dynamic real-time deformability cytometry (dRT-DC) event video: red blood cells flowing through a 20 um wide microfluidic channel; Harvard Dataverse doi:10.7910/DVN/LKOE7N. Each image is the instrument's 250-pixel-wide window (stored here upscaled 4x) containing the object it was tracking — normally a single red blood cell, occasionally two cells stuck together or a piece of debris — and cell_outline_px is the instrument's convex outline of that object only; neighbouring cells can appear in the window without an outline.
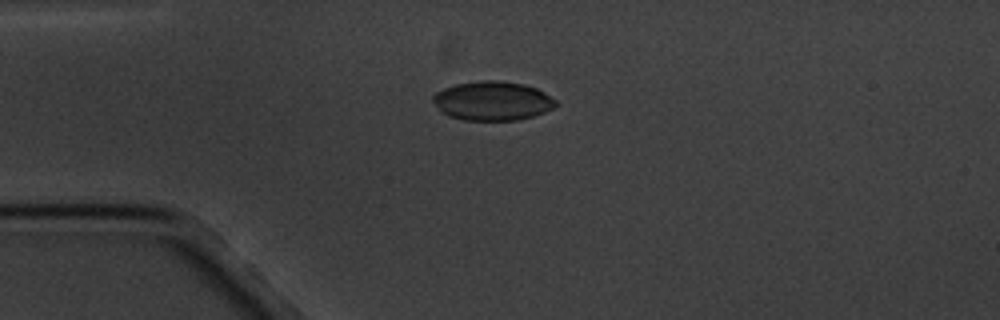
{"species": "common noctule bat (a hibernating species)", "species_latin": "Nyctalus noctula", "temperature_condition": "cold", "stored_images_in_passage": 6, "camera_frame_rate_fps": 3000, "um_per_image_px": 0.085, "animal": {"sex": "male", "body_mass_g": 20.1, "forearm_length_mm": 53.5}, "frame": {"image": 1, "passage_image": 1, "time_ms": 0.0, "image_size_px": [1000, 320], "cell_outline_px": [[560, 104], [544, 112], [532, 116], [516, 120], [464, 120], [448, 116], [440, 112], [436, 108], [432, 100], [432, 96], [436, 92], [444, 88], [456, 84], [480, 80], [500, 80], [524, 84], [536, 88], [544, 92], [556, 100]], "centroid_in_image_um": [41.84, 8.57], "position_along_channel_um": 43.2, "area_um2": 28.21}}
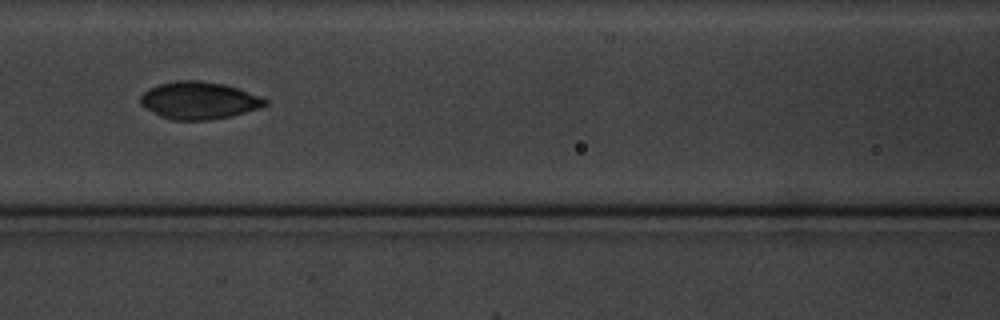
{"frame": {"image": 2, "passage_image": 4, "time_ms": 3.667, "image_size_px": [1000, 320], "cell_outline_px": [[268, 104], [260, 108], [232, 116], [208, 120], [172, 120], [160, 116], [140, 104], [140, 96], [148, 88], [160, 84], [176, 80], [196, 80], [224, 84], [240, 88], [260, 96], [268, 100]], "centroid_in_image_um": [16.93, 8.53], "position_along_channel_um": 149.7, "area_um2": 27.28}}
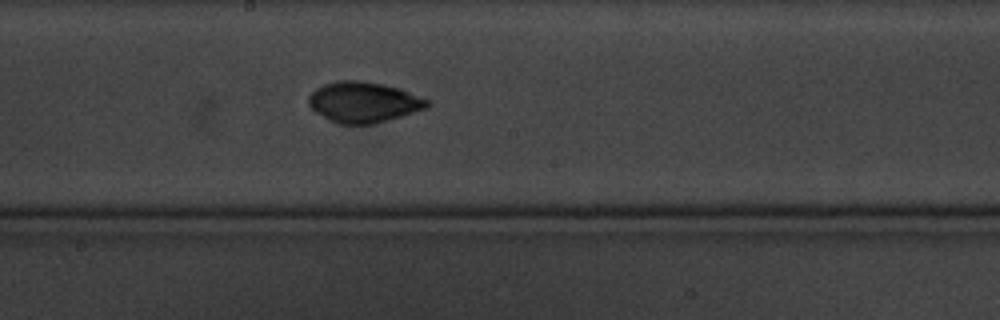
{"frame": {"image": 3, "passage_image": 6, "time_ms": 5.667, "image_size_px": [1000, 320], "cell_outline_px": [[432, 100], [428, 108], [372, 124], [340, 124], [328, 120], [316, 112], [308, 104], [308, 96], [316, 88], [324, 84], [336, 80], [360, 80], [400, 88]], "centroid_in_image_um": [30.91, 8.67], "position_along_channel_um": 217.3, "area_um2": 28.21}}